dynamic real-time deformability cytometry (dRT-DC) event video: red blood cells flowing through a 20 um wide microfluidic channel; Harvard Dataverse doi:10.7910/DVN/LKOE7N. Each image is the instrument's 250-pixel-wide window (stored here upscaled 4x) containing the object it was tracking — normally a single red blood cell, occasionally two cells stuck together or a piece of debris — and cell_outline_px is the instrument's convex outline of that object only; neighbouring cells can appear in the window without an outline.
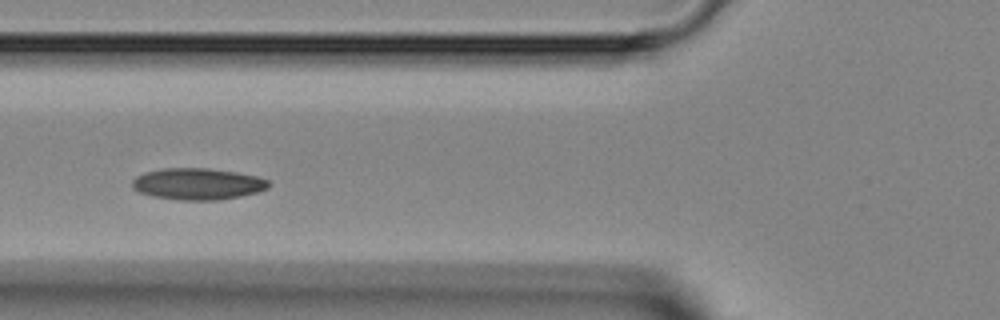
{"species": "Egyptian fruit bat (a non-hibernating species)", "species_latin": "Rousettus aegyptiacus", "temperature_condition": "room temperature", "stored_images_in_passage": 34, "camera_frame_rate_fps": 3000, "um_per_image_px": 0.085, "animal": {"sex": "female"}, "frame": {"image": 1, "passage_image": 4, "time_ms": 1.0, "image_size_px": [1000, 320], "cell_outline_px": [[272, 184], [268, 188], [260, 192], [220, 200], [176, 200], [152, 196], [140, 192], [132, 188], [132, 180], [136, 176], [144, 172], [164, 168], [208, 168], [236, 172], [256, 176], [268, 180]], "centroid_in_image_um": [16.82, 15.64], "position_along_channel_um": 109.0, "area_um2": 25.32}}
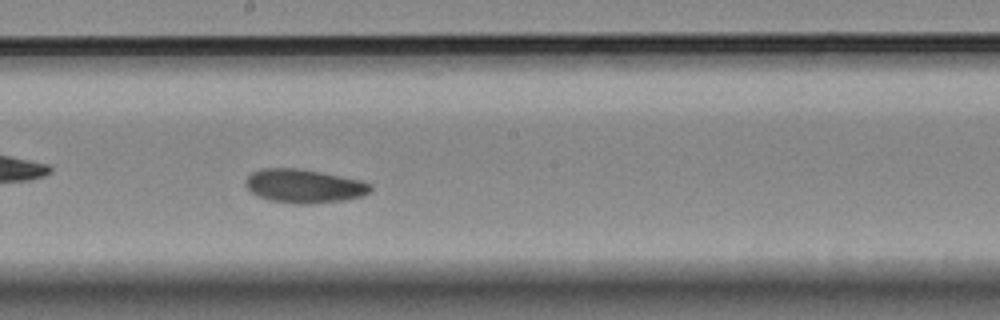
{"frame": {"image": 2, "passage_image": 12, "time_ms": 3.667, "image_size_px": [1000, 320], "cell_outline_px": [[372, 192], [364, 196], [344, 200], [308, 204], [300, 204], [268, 200], [256, 196], [244, 184], [244, 180], [252, 172], [264, 168], [296, 168], [320, 172], [360, 180], [372, 184]], "centroid_in_image_um": [25.85, 15.82], "position_along_channel_um": 222.4, "area_um2": 24.62}}
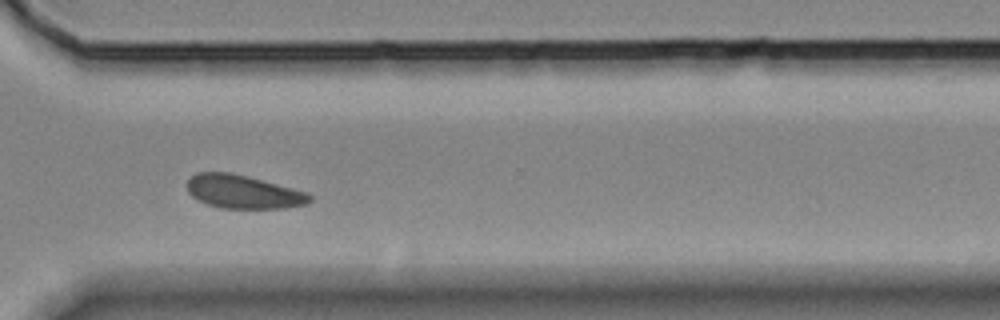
{"frame": {"image": 3, "passage_image": 21, "time_ms": 6.667, "image_size_px": [1000, 320], "cell_outline_px": [[312, 200], [308, 204], [284, 208], [220, 208], [208, 204], [192, 196], [188, 192], [188, 180], [196, 172], [228, 172], [308, 192], [312, 196]], "centroid_in_image_um": [20.69, 16.31], "position_along_channel_um": 349.9, "area_um2": 23.58}}